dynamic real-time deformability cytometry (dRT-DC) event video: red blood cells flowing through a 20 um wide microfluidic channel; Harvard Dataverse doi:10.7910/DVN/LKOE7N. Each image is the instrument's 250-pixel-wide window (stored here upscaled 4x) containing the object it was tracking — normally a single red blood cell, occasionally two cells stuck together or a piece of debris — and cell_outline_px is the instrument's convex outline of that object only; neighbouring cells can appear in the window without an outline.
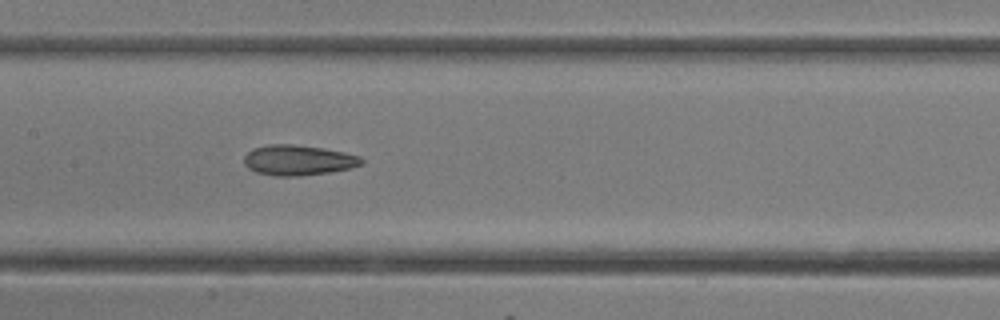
{"species": "common noctule bat (a hibernating species)", "species_latin": "Nyctalus noctula", "temperature_condition": "room temperature", "stored_images_in_passage": 19, "camera_frame_rate_fps": 3000, "um_per_image_px": 0.085, "animal": {"sex": "female"}, "frame": {"image": 1, "passage_image": 14, "time_ms": 4.333, "image_size_px": [1000, 320], "cell_outline_px": [[364, 164], [352, 168], [332, 172], [300, 176], [276, 176], [256, 172], [248, 168], [244, 164], [244, 156], [252, 148], [268, 144], [292, 144], [320, 148], [344, 152], [360, 156], [364, 160]], "centroid_in_image_um": [25.36, 13.62], "position_along_channel_um": 182.0, "area_um2": 20.92}}
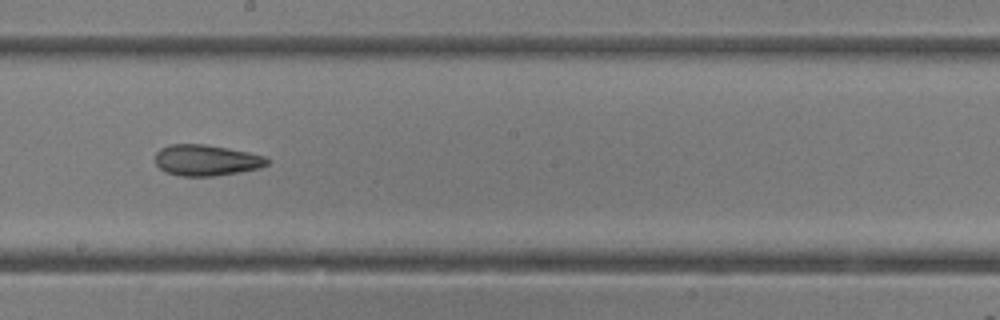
{"frame": {"image": 2, "passage_image": 16, "time_ms": 5.0, "image_size_px": [1000, 320], "cell_outline_px": [[268, 164], [260, 168], [240, 172], [216, 176], [180, 176], [164, 172], [156, 164], [156, 152], [160, 148], [168, 144], [204, 144], [248, 152], [264, 156], [268, 160]], "centroid_in_image_um": [17.51, 13.62], "position_along_channel_um": 230.7, "area_um2": 20.29}}
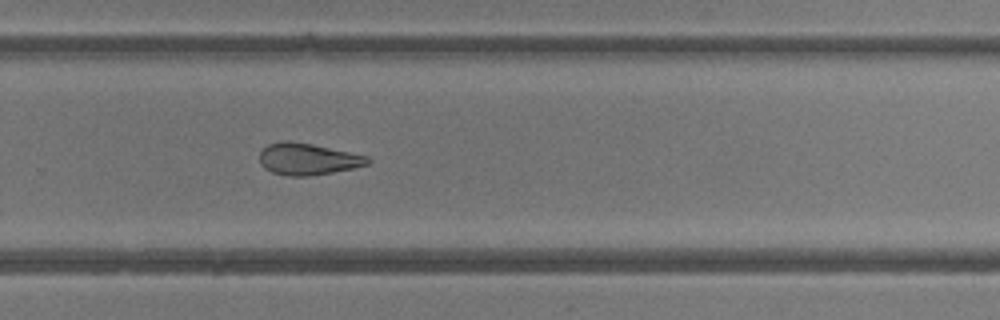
{"frame": {"image": 3, "passage_image": 19, "time_ms": 6.0, "image_size_px": [1000, 320], "cell_outline_px": [[372, 160], [368, 164], [352, 168], [332, 172], [308, 176], [288, 176], [272, 172], [264, 168], [260, 164], [260, 152], [268, 144], [284, 140], [288, 140], [312, 144], [368, 156]], "centroid_in_image_um": [26.14, 13.52], "position_along_channel_um": 303.7, "area_um2": 19.88}}